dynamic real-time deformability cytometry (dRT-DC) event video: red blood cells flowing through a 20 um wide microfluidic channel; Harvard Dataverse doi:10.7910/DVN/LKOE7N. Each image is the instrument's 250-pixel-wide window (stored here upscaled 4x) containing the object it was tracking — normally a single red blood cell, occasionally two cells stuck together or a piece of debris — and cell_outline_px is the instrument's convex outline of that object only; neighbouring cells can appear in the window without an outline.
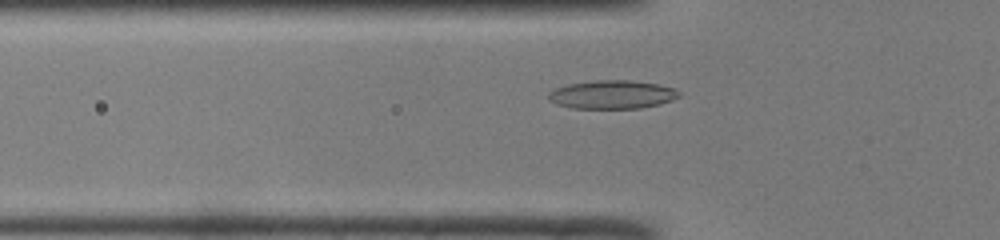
{"species": "common noctule bat (a hibernating species)", "species_latin": "Nyctalus noctula", "temperature_condition": "room temperature", "stored_images_in_passage": 36, "camera_frame_rate_fps": 3000, "um_per_image_px": 0.085, "animal": {"sex": "male", "body_mass_g": 19.0, "forearm_length_mm": 50.8}, "frame": {"image": 1, "passage_image": 3, "time_ms": 0.667, "image_size_px": [1000, 240], "cell_outline_px": [[680, 96], [672, 100], [660, 104], [640, 108], [572, 108], [556, 104], [548, 100], [548, 92], [556, 88], [568, 84], [596, 80], [628, 80], [656, 84], [676, 88], [680, 92]], "centroid_in_image_um": [52.03, 8.04], "position_along_channel_um": 73.8, "area_um2": 21.68}}
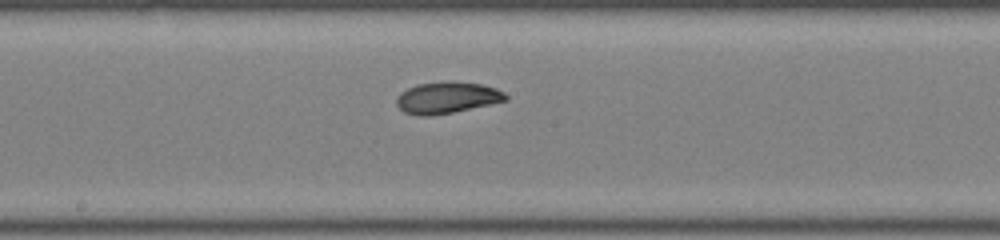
{"frame": {"image": 2, "passage_image": 13, "time_ms": 4.0, "image_size_px": [1000, 240], "cell_outline_px": [[508, 100], [452, 112], [432, 116], [416, 116], [404, 112], [396, 104], [396, 96], [400, 92], [416, 84], [448, 80], [452, 80], [480, 84], [496, 88], [504, 92], [508, 96]], "centroid_in_image_um": [37.96, 8.29], "position_along_channel_um": 210.2, "area_um2": 20.29}}
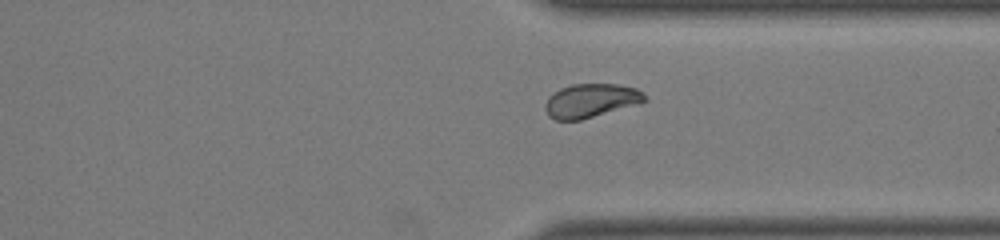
{"frame": {"image": 3, "passage_image": 24, "time_ms": 7.667, "image_size_px": [1000, 240], "cell_outline_px": [[648, 100], [640, 104], [580, 120], [556, 120], [548, 116], [544, 108], [544, 104], [548, 96], [560, 88], [572, 84], [616, 84], [636, 88], [644, 92]], "centroid_in_image_um": [50.23, 8.55], "position_along_channel_um": 361.2, "area_um2": 19.88}, "authors_computed_cell_mechanics": {"area_um2": 19.9699, "velocity_mm_per_s": 4.0913, "shape_relaxation_time_tau1_ms": 5.6498, "shape_relaxation_time_tau2_ms": 1.332, "deformation_change_tau1": 0.1766, "deformation_change_tau2": 0.0576}}